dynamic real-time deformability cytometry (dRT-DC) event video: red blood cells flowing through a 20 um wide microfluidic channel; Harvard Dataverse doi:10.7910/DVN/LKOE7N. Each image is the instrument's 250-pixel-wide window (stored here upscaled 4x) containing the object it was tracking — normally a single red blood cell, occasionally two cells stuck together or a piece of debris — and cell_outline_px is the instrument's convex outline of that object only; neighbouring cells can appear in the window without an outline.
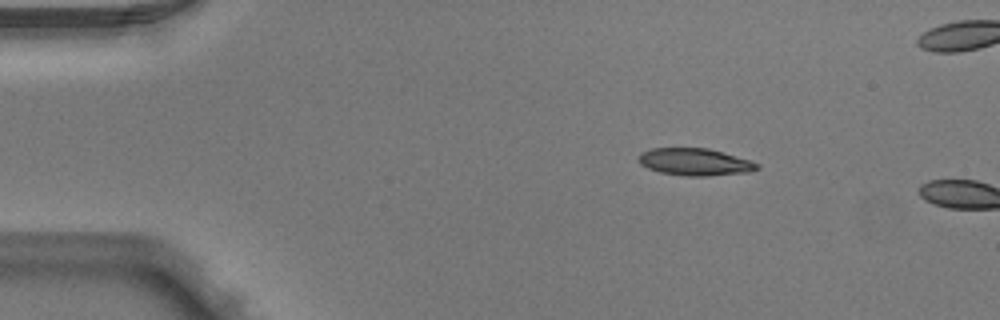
{"species": "Egyptian fruit bat (a non-hibernating species)", "species_latin": "Rousettus aegyptiacus", "temperature_condition": "warm", "stored_images_in_passage": 2, "camera_frame_rate_fps": 3000, "um_per_image_px": 0.085, "animal": {"sex": "male"}, "frame": {"image": 1, "passage_image": 1, "time_ms": 0.0, "image_size_px": [1000, 320], "cell_outline_px": [[760, 168], [752, 172], [708, 176], [688, 176], [660, 172], [648, 168], [640, 164], [636, 160], [636, 156], [640, 152], [652, 148], [708, 148], [752, 160], [760, 164]], "centroid_in_image_um": [59.08, 13.76], "position_along_channel_um": 25.9, "area_um2": 19.13}}